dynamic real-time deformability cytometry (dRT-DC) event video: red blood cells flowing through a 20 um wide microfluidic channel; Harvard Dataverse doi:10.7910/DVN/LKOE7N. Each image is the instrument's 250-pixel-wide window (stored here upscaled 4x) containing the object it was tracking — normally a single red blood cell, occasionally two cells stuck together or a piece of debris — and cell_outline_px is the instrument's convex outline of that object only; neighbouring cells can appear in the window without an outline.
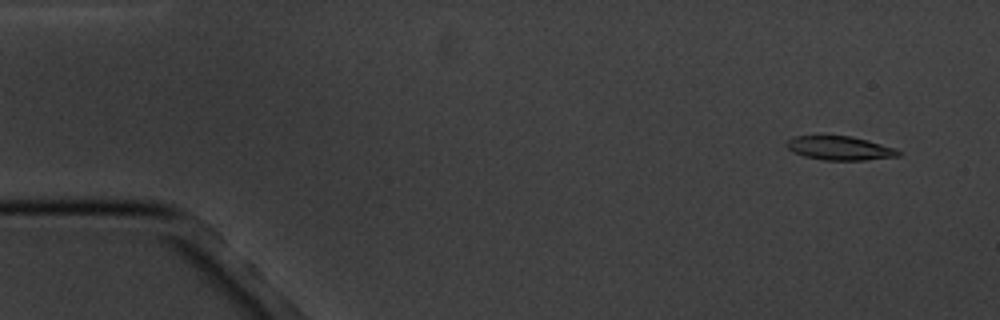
{"species": "common noctule bat (a hibernating species)", "species_latin": "Nyctalus noctula", "temperature_condition": "cold", "stored_images_in_passage": 5, "camera_frame_rate_fps": 3000, "um_per_image_px": 0.085, "animal": {"sex": "male", "body_mass_g": 20.1, "forearm_length_mm": 53.5}, "frame": {"image": 1, "passage_image": 1, "time_ms": 0.0, "image_size_px": [1000, 320], "cell_outline_px": [[900, 156], [864, 160], [824, 160], [804, 156], [788, 148], [784, 144], [788, 140], [796, 136], [852, 136], [868, 140], [896, 148], [900, 152]], "centroid_in_image_um": [71.41, 12.59], "position_along_channel_um": 13.6, "area_um2": 15.43}}
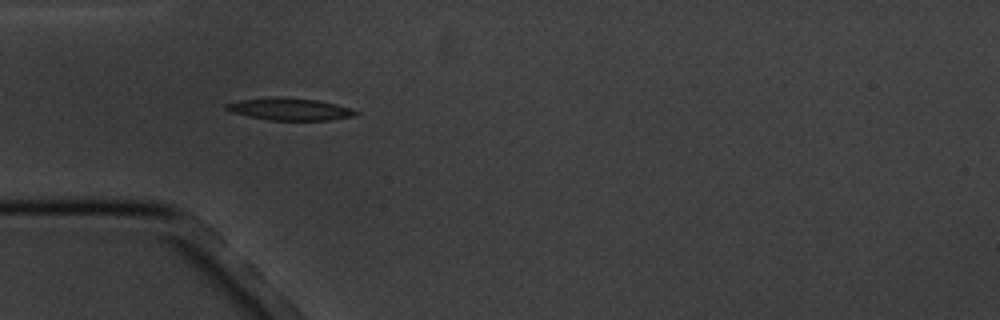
{"frame": {"image": 2, "passage_image": 4, "time_ms": 4.333, "image_size_px": [1000, 320], "cell_outline_px": [[360, 112], [356, 116], [328, 120], [268, 120], [248, 116], [232, 112], [224, 108], [224, 104], [240, 100], [276, 96], [280, 96], [316, 100], [336, 104]], "centroid_in_image_um": [24.61, 9.27], "position_along_channel_um": 60.4, "area_um2": 16.76}}
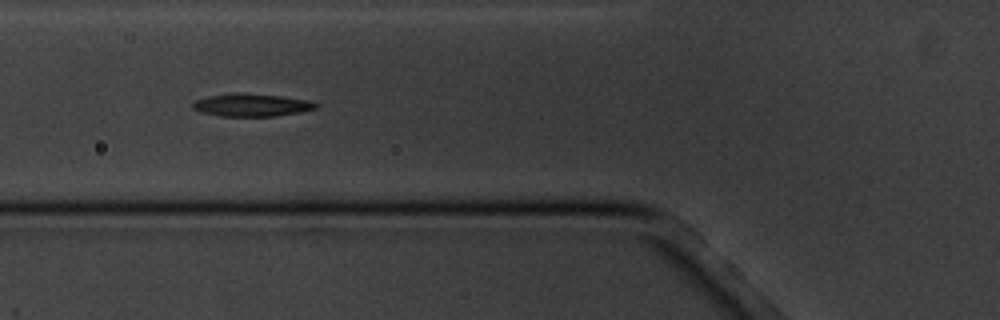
{"frame": {"image": 3, "passage_image": 5, "time_ms": 5.667, "image_size_px": [1000, 320], "cell_outline_px": [[320, 104], [316, 108], [300, 112], [276, 116], [220, 116], [204, 112], [192, 108], [192, 104], [196, 100], [208, 96], [236, 92], [284, 96], [308, 100]], "centroid_in_image_um": [21.42, 8.92], "position_along_channel_um": 104.4, "area_um2": 16.3}}